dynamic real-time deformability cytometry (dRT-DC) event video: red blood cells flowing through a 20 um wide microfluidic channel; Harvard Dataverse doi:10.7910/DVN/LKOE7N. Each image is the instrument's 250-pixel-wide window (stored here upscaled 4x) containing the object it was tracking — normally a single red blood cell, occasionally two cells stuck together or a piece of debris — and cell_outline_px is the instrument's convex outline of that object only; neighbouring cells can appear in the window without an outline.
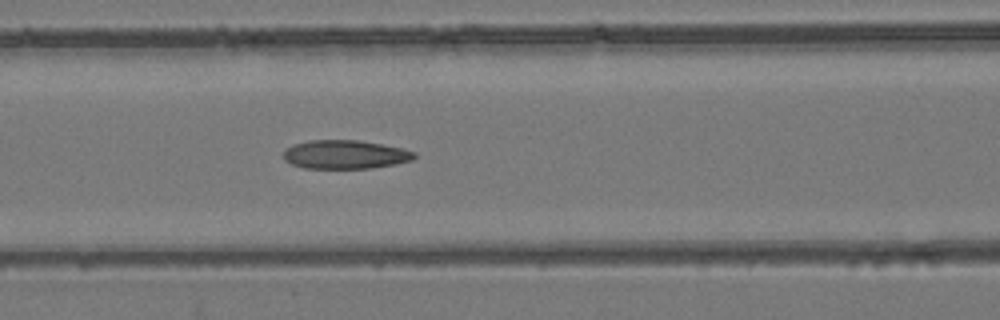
{"species": "common noctule bat (a hibernating species)", "species_latin": "Nyctalus noctula", "temperature_condition": "room temperature", "stored_images_in_passage": 14, "camera_frame_rate_fps": 3000, "um_per_image_px": 0.085, "animal": {"sex": "female", "body_mass_g": 24.6, "forearm_length_mm": 56.2}, "frame": {"image": 1, "passage_image": 12, "time_ms": 3.667, "image_size_px": [1000, 320], "cell_outline_px": [[416, 156], [412, 160], [392, 164], [368, 168], [304, 168], [292, 164], [284, 160], [284, 148], [292, 144], [308, 140], [356, 140], [380, 144], [400, 148], [416, 152]], "centroid_in_image_um": [29.27, 13.12], "position_along_channel_um": 137.3, "area_um2": 21.73}}
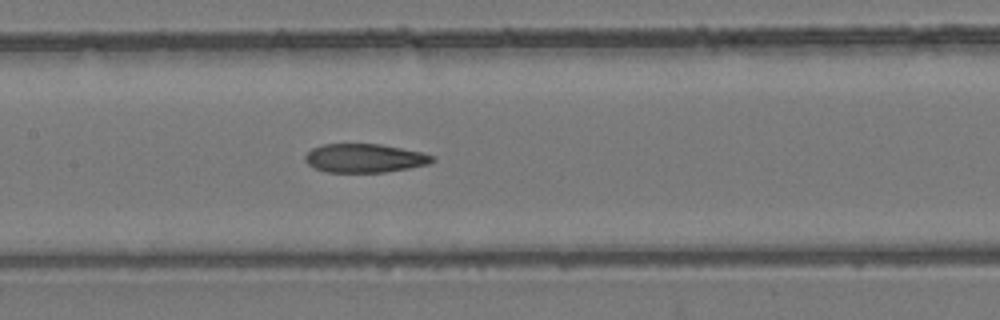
{"frame": {"image": 2, "passage_image": 14, "time_ms": 4.333, "image_size_px": [1000, 320], "cell_outline_px": [[436, 160], [428, 164], [408, 168], [384, 172], [324, 172], [308, 164], [304, 160], [304, 156], [312, 148], [324, 144], [380, 144], [420, 152], [432, 156]], "centroid_in_image_um": [30.95, 13.44], "position_along_channel_um": 176.4, "area_um2": 21.1}}